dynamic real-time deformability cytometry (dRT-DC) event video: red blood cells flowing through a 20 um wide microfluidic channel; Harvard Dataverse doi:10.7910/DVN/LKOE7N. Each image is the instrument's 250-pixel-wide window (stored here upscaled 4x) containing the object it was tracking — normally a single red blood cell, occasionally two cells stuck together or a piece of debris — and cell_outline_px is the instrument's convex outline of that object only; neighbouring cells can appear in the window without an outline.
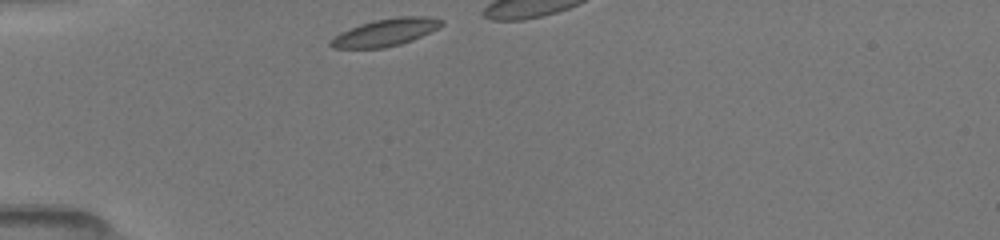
{"species": "common noctule bat (a hibernating species)", "species_latin": "Nyctalus noctula", "temperature_condition": "room temperature", "stored_images_in_passage": 9, "camera_frame_rate_fps": 3000, "um_per_image_px": 0.085, "animal": {"sex": "female", "body_mass_g": 19.5, "forearm_length_mm": 54.1}, "frame": {"image": 1, "passage_image": 1, "time_ms": 0.0, "image_size_px": [1000, 240], "cell_outline_px": [[444, 24], [412, 40], [400, 44], [384, 48], [332, 48], [328, 44], [328, 40], [332, 36], [340, 32], [360, 24], [376, 20], [396, 16], [432, 16], [444, 20]], "centroid_in_image_um": [32.72, 2.74], "position_along_channel_um": 52.3, "area_um2": 17.74}}
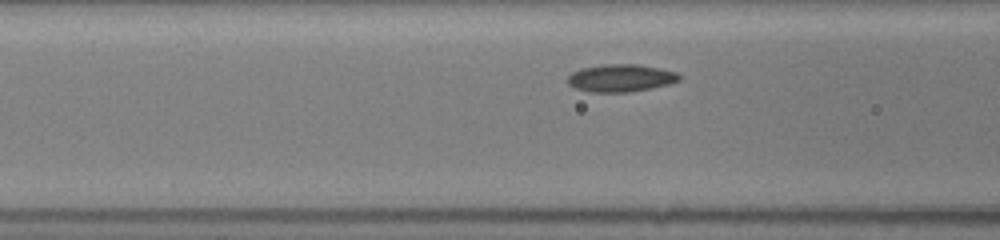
{"frame": {"image": 2, "passage_image": 7, "time_ms": 2.0, "image_size_px": [1000, 240], "cell_outline_px": [[680, 80], [668, 84], [628, 92], [588, 92], [576, 88], [568, 84], [568, 76], [572, 72], [580, 68], [604, 64], [640, 64], [660, 68], [676, 72], [680, 76]], "centroid_in_image_um": [52.74, 6.62], "position_along_channel_um": 113.9, "area_um2": 17.86}}